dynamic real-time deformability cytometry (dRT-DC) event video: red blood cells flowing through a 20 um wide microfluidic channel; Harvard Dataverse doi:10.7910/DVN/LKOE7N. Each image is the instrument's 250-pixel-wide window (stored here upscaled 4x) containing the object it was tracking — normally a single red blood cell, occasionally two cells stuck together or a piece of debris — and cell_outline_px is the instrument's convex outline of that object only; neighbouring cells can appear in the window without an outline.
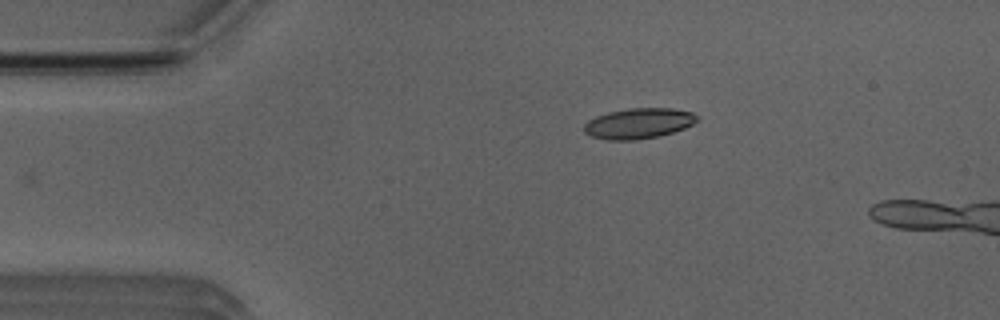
{"species": "Egyptian fruit bat (a non-hibernating species)", "species_latin": "Rousettus aegyptiacus", "temperature_condition": "room temperature", "stored_images_in_passage": 31, "camera_frame_rate_fps": 3000, "um_per_image_px": 0.085, "animal": {"sex": "male"}, "frame": {"image": 1, "passage_image": 1, "time_ms": 0.0, "image_size_px": [1000, 320], "cell_outline_px": [[700, 116], [692, 124], [684, 128], [660, 136], [636, 140], [608, 140], [592, 136], [584, 132], [584, 124], [588, 120], [596, 116], [608, 112], [628, 108], [672, 108], [692, 112]], "centroid_in_image_um": [54.28, 10.48], "position_along_channel_um": 30.7, "area_um2": 20.11}}
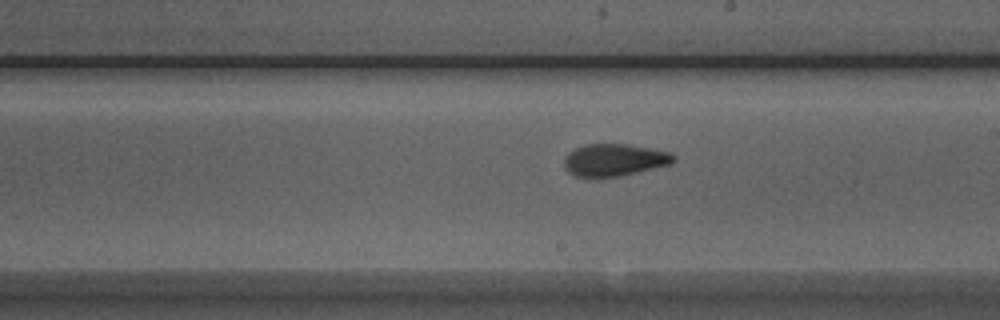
{"frame": {"image": 2, "passage_image": 20, "time_ms": 6.333, "image_size_px": [1000, 320], "cell_outline_px": [[676, 160], [672, 164], [620, 176], [596, 180], [588, 180], [576, 176], [568, 172], [564, 168], [564, 156], [568, 152], [584, 144], [628, 144], [672, 152], [676, 156]], "centroid_in_image_um": [52.19, 13.63], "position_along_channel_um": 236.8, "area_um2": 21.39}}
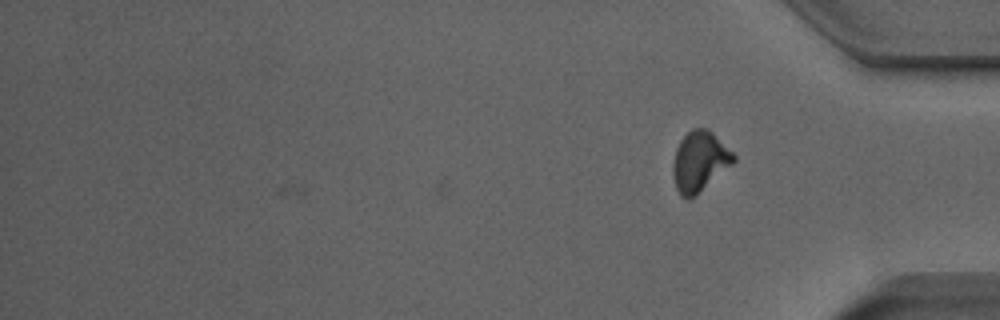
{"frame": {"image": 3, "passage_image": 31, "time_ms": 10.0, "image_size_px": [1000, 320], "cell_outline_px": [[736, 160], [732, 164], [696, 196], [688, 200], [680, 196], [676, 188], [672, 176], [672, 164], [676, 148], [680, 140], [692, 128], [708, 128], [736, 156]], "centroid_in_image_um": [59.44, 13.74], "position_along_channel_um": 375.8, "area_um2": 21.39}, "authors_computed_cell_mechanics": {"area_um2": 20.4612, "velocity_mm_per_s": 3.968, "shape_relaxation_time_tau1_ms": 7.1486, "shape_relaxation_time_tau2_ms": 1.8209, "deformation_change_tau1": 0.1924, "deformation_change_tau2": 0.0844}}